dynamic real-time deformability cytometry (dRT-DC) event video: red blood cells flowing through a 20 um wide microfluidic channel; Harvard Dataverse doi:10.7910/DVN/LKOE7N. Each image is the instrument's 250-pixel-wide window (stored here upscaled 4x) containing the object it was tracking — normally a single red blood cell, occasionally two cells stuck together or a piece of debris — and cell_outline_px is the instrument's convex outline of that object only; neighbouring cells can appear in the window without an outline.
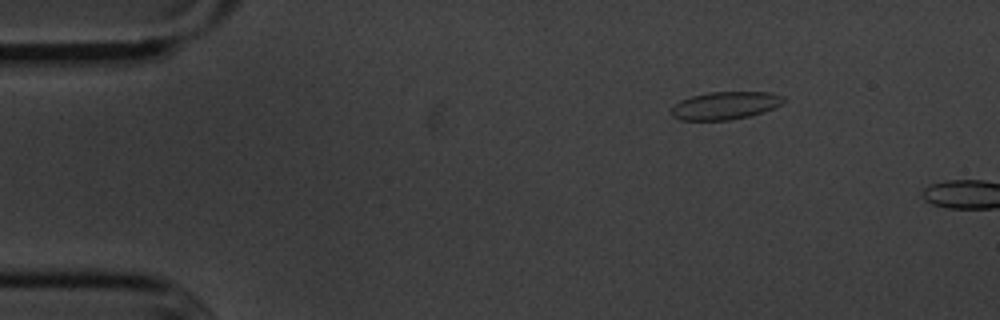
{"species": "common noctule bat (a hibernating species)", "species_latin": "Nyctalus noctula", "temperature_condition": "cold", "stored_images_in_passage": 2, "camera_frame_rate_fps": 3000, "um_per_image_px": 0.085, "animal": {"sex": "male", "body_mass_g": 20.1, "forearm_length_mm": 53.5}, "frame": {"image": 1, "passage_image": 1, "time_ms": 0.0, "image_size_px": [1000, 320], "cell_outline_px": [[788, 100], [764, 112], [748, 116], [728, 120], [680, 120], [672, 116], [672, 108], [680, 100], [692, 96], [708, 92], [768, 92], [784, 96]], "centroid_in_image_um": [61.66, 8.96], "position_along_channel_um": 23.3, "area_um2": 18.09}}